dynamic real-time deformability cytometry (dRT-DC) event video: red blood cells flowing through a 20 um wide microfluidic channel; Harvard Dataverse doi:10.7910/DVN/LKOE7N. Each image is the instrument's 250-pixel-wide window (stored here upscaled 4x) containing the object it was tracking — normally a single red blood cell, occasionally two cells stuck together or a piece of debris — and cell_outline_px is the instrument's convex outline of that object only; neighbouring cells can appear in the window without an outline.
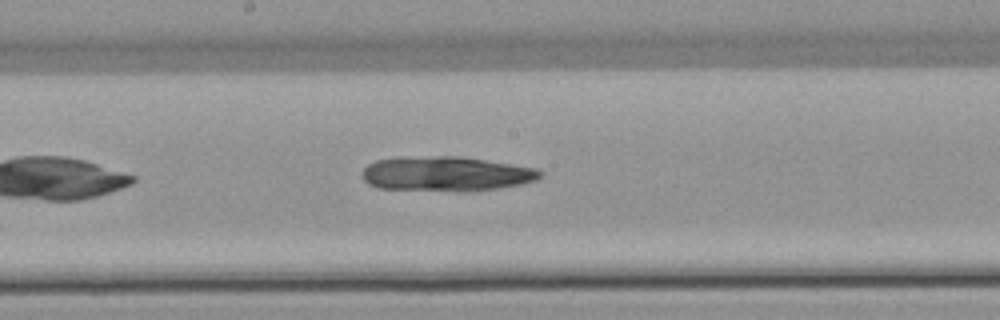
{"species": "common noctule bat (a hibernating species)", "species_latin": "Nyctalus noctula", "temperature_condition": "warm", "stored_images_in_passage": 7, "segment_of_instrument_passage": [1, 2], "camera_frame_rate_fps": 3000, "um_per_image_px": 0.085, "animal": {"sex": "female", "body_mass_g": 22.7, "forearm_length_mm": 54.2}, "frame": {"image": 1, "passage_image": 6, "time_ms": 6.0, "image_size_px": [1000, 320], "cell_outline_px": [[544, 172], [536, 180], [520, 184], [500, 188], [376, 188], [368, 184], [364, 180], [360, 172], [368, 164], [376, 160], [396, 156], [460, 156], [512, 164], [536, 168]], "centroid_in_image_um": [37.86, 14.7], "position_along_channel_um": 210.3, "area_um2": 34.85}}